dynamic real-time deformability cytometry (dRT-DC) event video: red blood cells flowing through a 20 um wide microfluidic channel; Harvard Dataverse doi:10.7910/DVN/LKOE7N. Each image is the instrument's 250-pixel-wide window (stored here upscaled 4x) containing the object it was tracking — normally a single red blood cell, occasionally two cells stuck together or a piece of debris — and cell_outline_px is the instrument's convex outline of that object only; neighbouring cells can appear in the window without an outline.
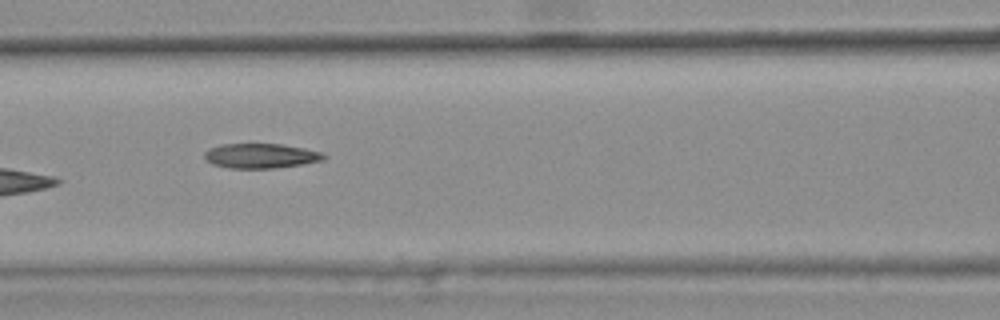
{"species": "common noctule bat (a hibernating species)", "species_latin": "Nyctalus noctula", "temperature_condition": "warm", "stored_images_in_passage": 9, "camera_frame_rate_fps": 3000, "um_per_image_px": 0.085, "animal": {"sex": "female", "body_mass_g": 25.1}, "frame": {"image": 1, "passage_image": 7, "time_ms": 2.0, "image_size_px": [1000, 320], "cell_outline_px": [[328, 156], [324, 160], [276, 168], [228, 168], [212, 164], [204, 156], [204, 152], [208, 148], [220, 144], [280, 144], [304, 148], [320, 152]], "centroid_in_image_um": [22.14, 13.24], "position_along_channel_um": 144.5, "area_um2": 17.17}}